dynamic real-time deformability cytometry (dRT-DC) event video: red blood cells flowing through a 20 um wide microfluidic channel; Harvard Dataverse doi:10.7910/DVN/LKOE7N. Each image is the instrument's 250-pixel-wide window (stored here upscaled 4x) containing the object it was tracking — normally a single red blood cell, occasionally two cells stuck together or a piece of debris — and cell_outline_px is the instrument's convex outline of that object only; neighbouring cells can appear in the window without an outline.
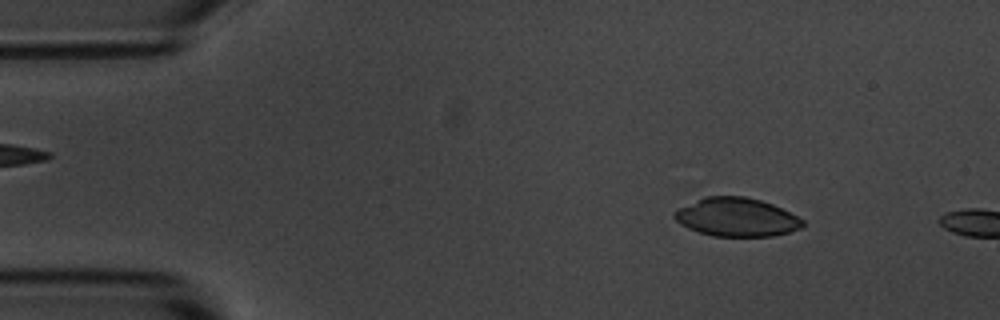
{"species": "common noctule bat (a hibernating species)", "species_latin": "Nyctalus noctula", "temperature_condition": "room temperature", "stored_images_in_passage": 2, "camera_frame_rate_fps": 3000, "um_per_image_px": 0.085, "animal": {"sex": "male", "body_mass_g": 20.1, "forearm_length_mm": 53.5}, "frame": {"image": 1, "passage_image": 1, "time_ms": 0.0, "image_size_px": [1000, 320], "cell_outline_px": [[804, 228], [772, 236], [712, 236], [688, 228], [680, 224], [672, 216], [672, 212], [676, 208], [704, 196], [744, 196], [760, 200], [772, 204], [804, 220]], "centroid_in_image_um": [62.56, 18.45], "position_along_channel_um": 22.4, "area_um2": 28.96}}